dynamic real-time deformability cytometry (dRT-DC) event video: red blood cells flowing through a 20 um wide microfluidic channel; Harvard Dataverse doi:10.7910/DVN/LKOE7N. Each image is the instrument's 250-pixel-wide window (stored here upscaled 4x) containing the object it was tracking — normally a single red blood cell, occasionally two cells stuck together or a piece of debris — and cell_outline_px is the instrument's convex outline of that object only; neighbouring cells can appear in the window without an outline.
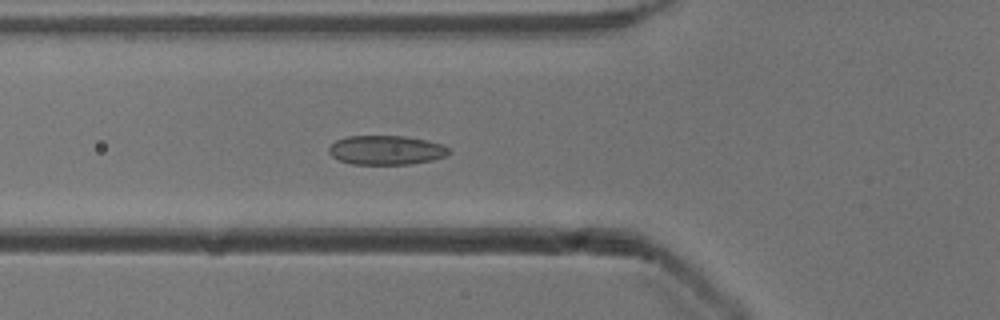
{"species": "common noctule bat (a hibernating species)", "species_latin": "Nyctalus noctula", "temperature_condition": "cold", "stored_images_in_passage": 52, "camera_frame_rate_fps": 3000, "um_per_image_px": 0.085, "animal": {"sex": "male", "body_mass_g": 13.3}, "frame": {"image": 1, "passage_image": 18, "time_ms": 5.667, "image_size_px": [1000, 320], "cell_outline_px": [[452, 152], [444, 156], [432, 160], [412, 164], [352, 164], [340, 160], [332, 156], [328, 152], [328, 148], [336, 140], [344, 136], [404, 136], [428, 140], [444, 144]], "centroid_in_image_um": [32.84, 12.75], "position_along_channel_um": 93.0, "area_um2": 20.58}}
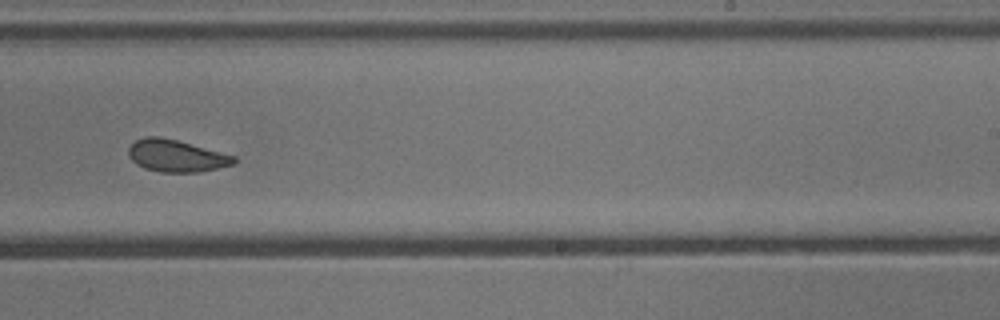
{"frame": {"image": 2, "passage_image": 32, "time_ms": 10.333, "image_size_px": [1000, 320], "cell_outline_px": [[236, 160], [232, 164], [200, 172], [160, 172], [144, 168], [136, 164], [128, 156], [128, 148], [136, 140], [148, 136], [160, 136], [176, 140], [236, 156]], "centroid_in_image_um": [14.95, 13.25], "position_along_channel_um": 274.1, "area_um2": 19.54}}
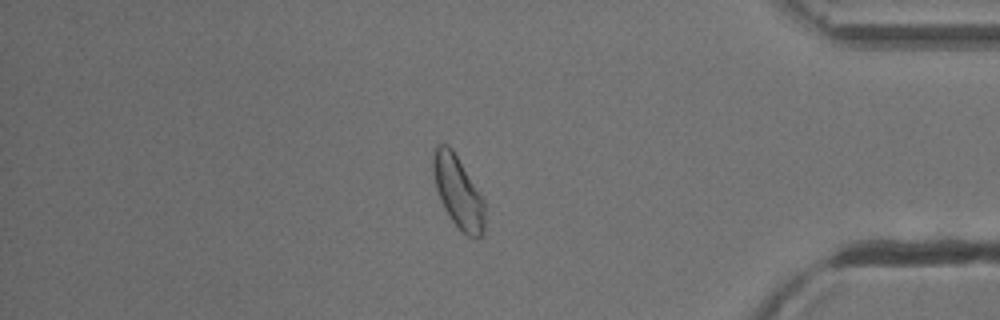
{"frame": {"image": 3, "passage_image": 44, "time_ms": 14.333, "image_size_px": [1000, 320], "cell_outline_px": [[484, 232], [476, 240], [468, 236], [452, 220], [444, 208], [440, 200], [436, 188], [432, 168], [432, 152], [436, 144], [448, 144], [452, 148], [484, 200]], "centroid_in_image_um": [38.92, 16.29], "position_along_channel_um": 396.3, "area_um2": 21.56}, "authors_computed_cell_mechanics": {"area_um2": 21.1259, "velocity_mm_per_s": 3.8701, "shape_relaxation_time_tau1_ms": 4.529, "shape_relaxation_time_tau2_ms": 1.857, "deformation_change_tau1": 0.0947, "deformation_change_tau2": 0.0673}}